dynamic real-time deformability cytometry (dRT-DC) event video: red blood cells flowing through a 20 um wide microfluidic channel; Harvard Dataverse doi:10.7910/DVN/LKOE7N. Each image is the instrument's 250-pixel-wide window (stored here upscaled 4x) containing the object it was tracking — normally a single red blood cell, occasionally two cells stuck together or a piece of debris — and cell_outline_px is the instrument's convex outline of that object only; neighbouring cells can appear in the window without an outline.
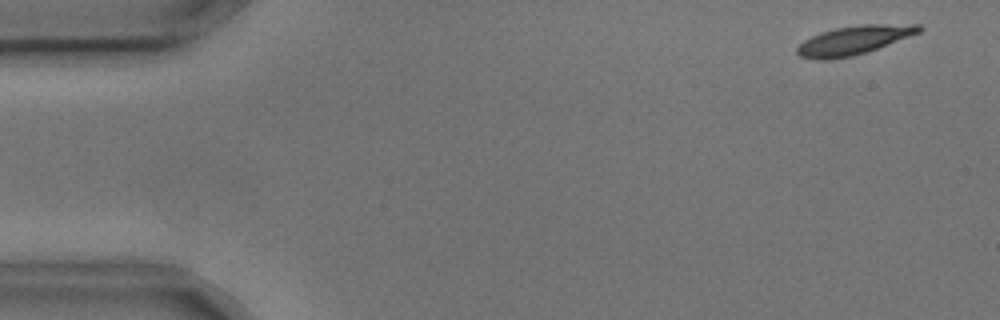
{"species": "common noctule bat (a hibernating species)", "species_latin": "Nyctalus noctula", "temperature_condition": "cold", "stored_images_in_passage": 4, "camera_frame_rate_fps": 3000, "um_per_image_px": 0.085, "animal": {"sex": "male", "body_mass_g": 17.9, "forearm_length_mm": 54.2}, "frame": {"image": 1, "passage_image": 1, "time_ms": 0.0, "image_size_px": [1000, 320], "cell_outline_px": [[924, 28], [920, 32], [876, 48], [852, 56], [800, 56], [796, 52], [796, 48], [804, 40], [820, 32], [836, 28], [860, 24], [920, 24]], "centroid_in_image_um": [72.67, 3.34], "position_along_channel_um": 12.3, "area_um2": 19.36}}